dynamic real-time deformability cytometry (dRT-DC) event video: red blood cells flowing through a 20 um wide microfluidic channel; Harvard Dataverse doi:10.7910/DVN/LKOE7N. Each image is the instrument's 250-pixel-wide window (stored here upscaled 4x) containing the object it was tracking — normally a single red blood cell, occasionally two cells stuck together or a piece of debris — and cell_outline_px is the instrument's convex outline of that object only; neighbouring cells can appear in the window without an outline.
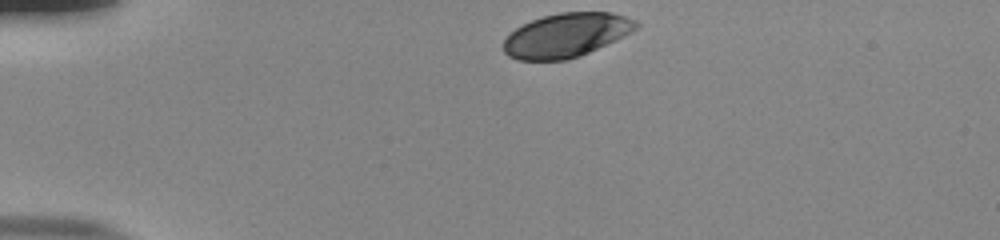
{"species": "human", "species_latin": "Homo sapiens", "temperature_condition": "room temperature", "stored_images_in_passage": 35, "camera_frame_rate_fps": 3000, "um_per_image_px": 0.085, "donor": {"sex": "male"}, "frame": {"image": 1, "passage_image": 1, "time_ms": 0.0, "image_size_px": [1000, 240], "cell_outline_px": [[640, 24], [636, 28], [624, 36], [580, 56], [564, 60], [516, 60], [508, 56], [504, 52], [504, 40], [516, 28], [532, 20], [544, 16], [560, 12], [612, 12], [636, 20]], "centroid_in_image_um": [48.13, 2.99], "position_along_channel_um": 36.9, "area_um2": 33.76}}
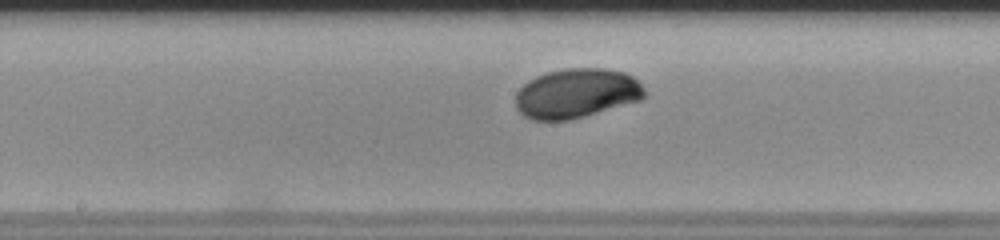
{"frame": {"image": 2, "passage_image": 18, "time_ms": 5.667, "image_size_px": [1000, 240], "cell_outline_px": [[644, 96], [640, 100], [584, 116], [568, 120], [532, 120], [524, 116], [516, 108], [516, 92], [528, 80], [536, 76], [548, 72], [568, 68], [608, 68], [624, 72], [632, 76], [644, 88]], "centroid_in_image_um": [48.98, 7.93], "position_along_channel_um": 199.2, "area_um2": 37.05}}
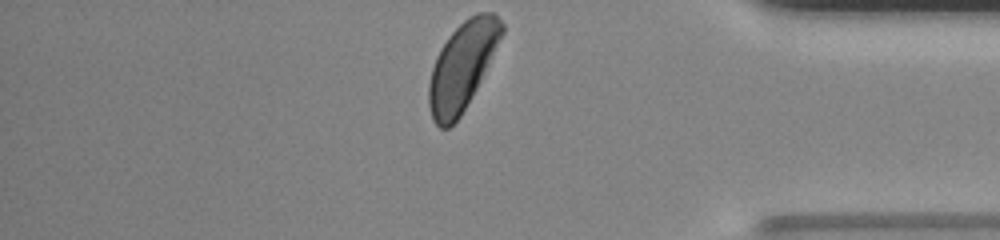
{"frame": {"image": 3, "passage_image": 35, "time_ms": 11.333, "image_size_px": [1000, 240], "cell_outline_px": [[504, 32], [476, 88], [460, 116], [448, 128], [440, 128], [432, 120], [428, 104], [428, 84], [432, 68], [436, 56], [440, 48], [448, 36], [468, 16], [476, 12], [492, 12], [504, 24]], "centroid_in_image_um": [39.26, 5.6], "position_along_channel_um": 395.9, "area_um2": 36.88}, "authors_computed_cell_mechanics": {"area_um2": 36.703, "velocity_mm_per_s": 3.8342, "shape_relaxation_time_tau1_ms": 2.5277, "shape_relaxation_time_tau2_ms": null, "deformation_change_tau1": 0.1329, "deformation_change_tau2": null}}